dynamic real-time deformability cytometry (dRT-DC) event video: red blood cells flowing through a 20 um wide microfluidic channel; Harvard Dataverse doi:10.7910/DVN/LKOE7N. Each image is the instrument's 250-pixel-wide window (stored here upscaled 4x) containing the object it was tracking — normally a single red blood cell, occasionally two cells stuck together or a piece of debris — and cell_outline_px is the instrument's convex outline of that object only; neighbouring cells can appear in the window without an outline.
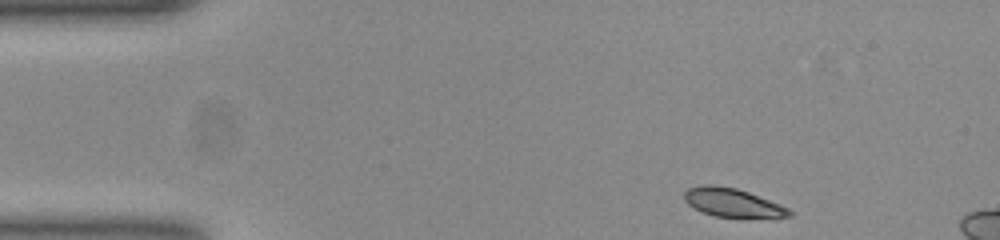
{"species": "common noctule bat (a hibernating species)", "species_latin": "Nyctalus noctula", "temperature_condition": "room temperature", "stored_images_in_passage": 9, "camera_frame_rate_fps": 3000, "um_per_image_px": 0.085, "animal": {"sex": "female", "body_mass_g": 23.0, "forearm_length_mm": 53.4}, "frame": {"image": 1, "passage_image": 1, "time_ms": 0.0, "image_size_px": [1000, 240], "cell_outline_px": [[792, 216], [716, 216], [704, 212], [688, 204], [684, 200], [684, 192], [688, 188], [704, 184], [712, 184], [736, 188], [748, 192], [780, 204], [788, 208], [792, 212]], "centroid_in_image_um": [62.22, 17.18], "position_along_channel_um": 22.8, "area_um2": 16.94}}